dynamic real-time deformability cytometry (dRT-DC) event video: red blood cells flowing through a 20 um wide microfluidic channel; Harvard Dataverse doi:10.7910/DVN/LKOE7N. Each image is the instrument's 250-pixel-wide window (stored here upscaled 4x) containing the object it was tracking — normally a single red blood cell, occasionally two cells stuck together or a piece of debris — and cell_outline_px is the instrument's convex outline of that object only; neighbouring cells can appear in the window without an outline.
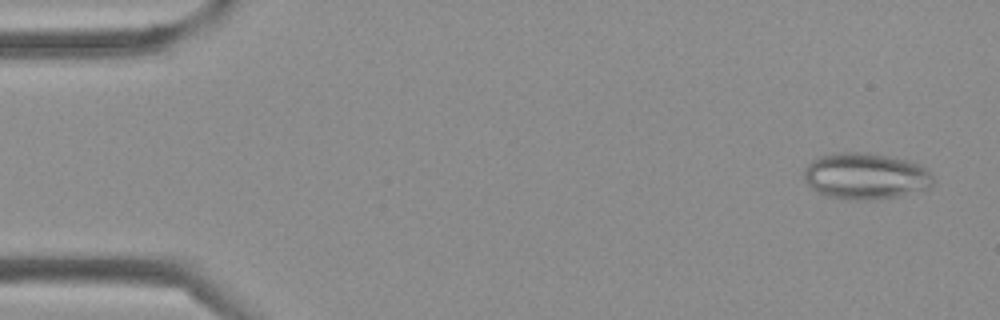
{"species": "Egyptian fruit bat (a non-hibernating species)", "species_latin": "Rousettus aegyptiacus", "temperature_condition": "cold", "stored_images_in_passage": 42, "camera_frame_rate_fps": 3000, "um_per_image_px": 0.085, "frame": {"image": 1, "passage_image": 2, "time_ms": 0.333, "image_size_px": [1000, 320], "cell_outline_px": [[936, 180], [932, 188], [896, 196], [872, 200], [848, 200], [828, 196], [816, 192], [804, 180], [804, 168], [812, 160], [820, 156], [836, 152], [872, 152], [908, 160], [920, 164], [932, 172]], "centroid_in_image_um": [73.62, 14.96], "position_along_channel_um": 11.4, "area_um2": 35.6}}
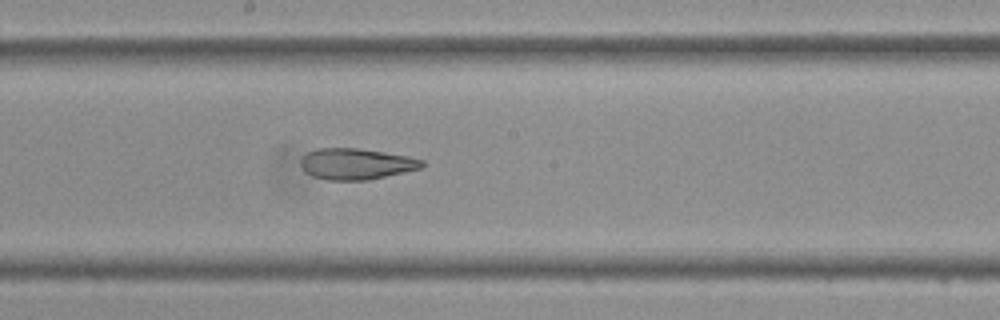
{"frame": {"image": 2, "passage_image": 22, "time_ms": 7.0, "image_size_px": [1000, 320], "cell_outline_px": [[424, 168], [368, 180], [328, 180], [312, 176], [300, 164], [300, 160], [308, 152], [316, 148], [360, 148], [408, 156], [424, 160]], "centroid_in_image_um": [30.32, 13.93], "position_along_channel_um": 217.9, "area_um2": 22.02}}
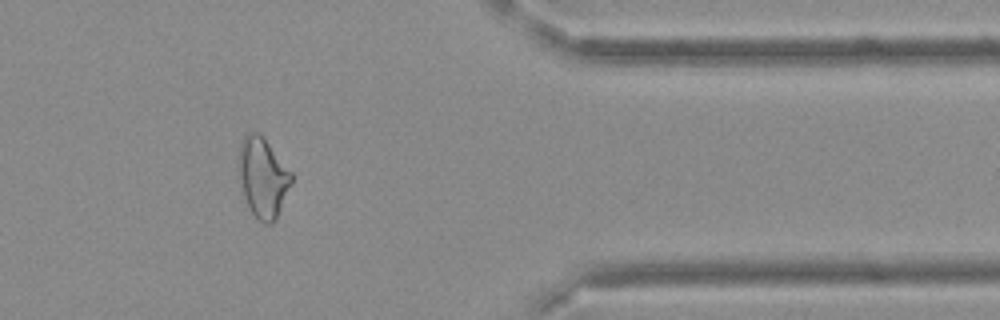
{"frame": {"image": 3, "passage_image": 34, "time_ms": 11.0, "image_size_px": [1000, 320], "cell_outline_px": [[292, 184], [276, 220], [272, 224], [264, 224], [256, 220], [244, 196], [236, 168], [240, 144], [244, 136], [248, 132], [260, 132], [292, 172]], "centroid_in_image_um": [22.33, 15.08], "position_along_channel_um": 389.1, "area_um2": 25.09}}